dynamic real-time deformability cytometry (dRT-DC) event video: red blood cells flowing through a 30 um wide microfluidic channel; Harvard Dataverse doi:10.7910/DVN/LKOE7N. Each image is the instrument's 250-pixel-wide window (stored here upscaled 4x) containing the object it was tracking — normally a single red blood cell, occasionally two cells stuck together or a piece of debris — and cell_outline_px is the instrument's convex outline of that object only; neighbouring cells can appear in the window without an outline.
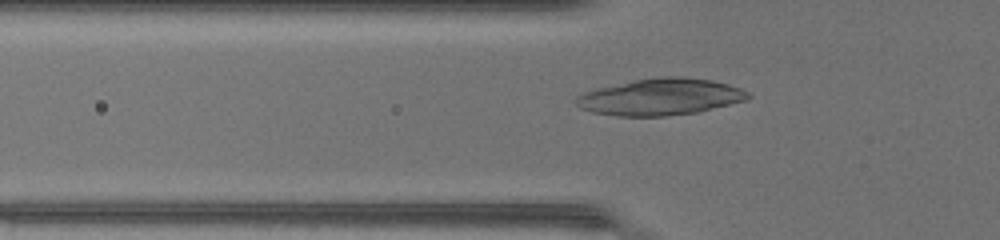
{"species": "common noctule bat (a hibernating species)", "species_latin": "Nyctalus noctula", "temperature_condition": "warm", "stored_images_in_passage": 49, "camera_frame_rate_fps": 3000, "um_per_image_px": 0.085, "animal": {"sex": "female", "body_mass_g": 17.0, "forearm_length_mm": 48.0}, "frame": {"image": 1, "passage_image": 18, "time_ms": 5.667, "image_size_px": [1000, 240], "cell_outline_px": [[752, 96], [744, 100], [696, 112], [664, 116], [616, 116], [592, 112], [580, 108], [576, 104], [576, 96], [584, 92], [596, 88], [632, 80], [664, 76], [684, 76], [712, 80], [728, 84], [740, 88], [748, 92]], "centroid_in_image_um": [56.1, 8.22], "position_along_channel_um": 69.7, "area_um2": 36.65}}
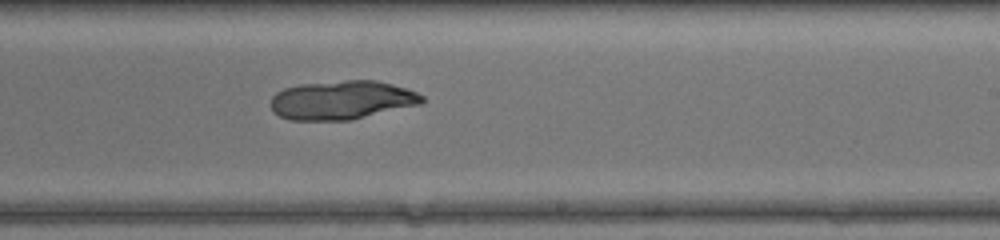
{"frame": {"image": 2, "passage_image": 31, "time_ms": 10.0, "image_size_px": [1000, 240], "cell_outline_px": [[424, 100], [420, 104], [352, 120], [288, 120], [272, 112], [272, 96], [276, 92], [284, 88], [300, 84], [344, 80], [376, 80], [392, 84], [416, 92], [424, 96]], "centroid_in_image_um": [29.04, 8.51], "position_along_channel_um": 260.0, "area_um2": 34.28}}
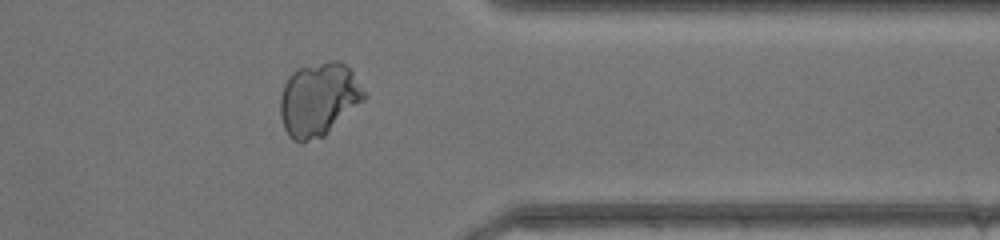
{"frame": {"image": 3, "passage_image": 40, "time_ms": 13.0, "image_size_px": [1000, 240], "cell_outline_px": [[368, 96], [324, 136], [300, 144], [292, 140], [288, 136], [284, 128], [280, 116], [280, 96], [284, 84], [288, 76], [296, 68], [328, 60], [336, 60], [344, 64], [352, 72]], "centroid_in_image_um": [27.05, 8.45], "position_along_channel_um": 384.3, "area_um2": 36.13}}